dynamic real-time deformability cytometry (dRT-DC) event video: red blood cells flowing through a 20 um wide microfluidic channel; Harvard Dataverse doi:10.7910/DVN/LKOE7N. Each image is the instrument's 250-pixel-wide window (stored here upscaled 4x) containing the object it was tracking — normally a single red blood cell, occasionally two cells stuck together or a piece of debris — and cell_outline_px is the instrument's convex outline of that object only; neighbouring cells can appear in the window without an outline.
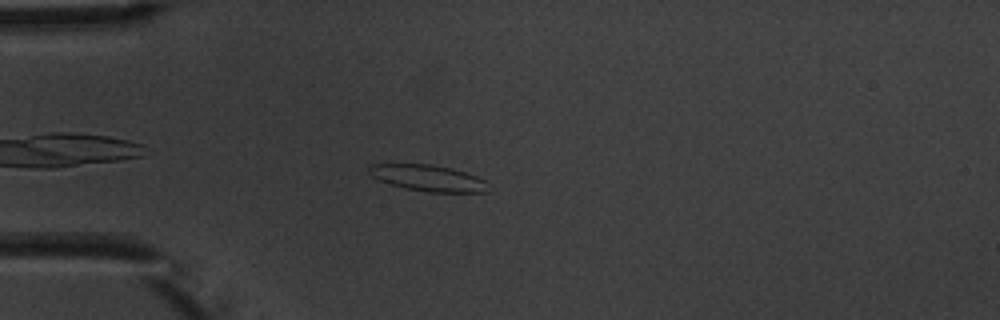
{"species": "common noctule bat (a hibernating species)", "species_latin": "Nyctalus noctula", "temperature_condition": "warm", "stored_images_in_passage": 5, "camera_frame_rate_fps": 3000, "um_per_image_px": 0.085, "animal": {"sex": "male", "body_mass_g": 20.1, "forearm_length_mm": 53.5}, "frame": {"image": 1, "passage_image": 4, "time_ms": 3.333, "image_size_px": [1000, 320], "cell_outline_px": [[488, 192], [428, 192], [404, 188], [376, 180], [368, 172], [368, 164], [428, 164], [452, 168], [476, 176], [484, 180]], "centroid_in_image_um": [36.31, 15.13], "position_along_channel_um": 48.7, "area_um2": 18.21}}